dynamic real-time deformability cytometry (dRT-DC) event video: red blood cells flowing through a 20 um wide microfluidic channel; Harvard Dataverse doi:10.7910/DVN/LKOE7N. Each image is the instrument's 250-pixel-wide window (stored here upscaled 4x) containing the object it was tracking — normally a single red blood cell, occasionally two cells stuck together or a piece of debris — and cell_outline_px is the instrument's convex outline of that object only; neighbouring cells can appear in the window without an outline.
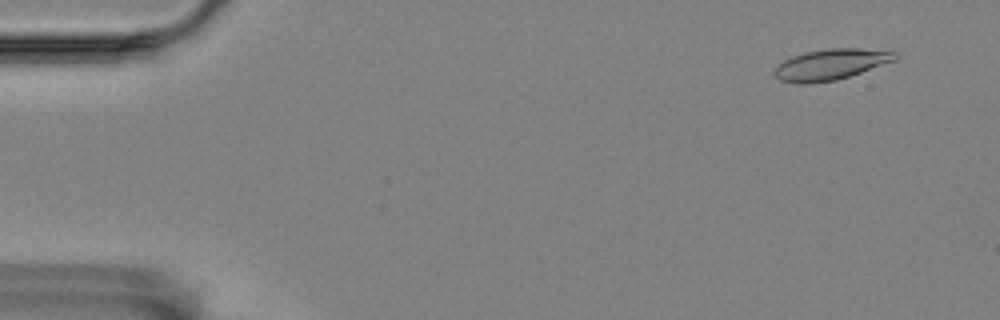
{"species": "Egyptian fruit bat (a non-hibernating species)", "species_latin": "Rousettus aegyptiacus", "temperature_condition": "room temperature", "stored_images_in_passage": 18, "camera_frame_rate_fps": 3000, "um_per_image_px": 0.085, "animal": {"sex": "female"}, "frame": {"image": 1, "passage_image": 4, "time_ms": 1.0, "image_size_px": [1000, 320], "cell_outline_px": [[896, 60], [836, 80], [812, 84], [796, 84], [780, 80], [772, 72], [776, 64], [792, 56], [804, 52], [828, 48], [860, 48], [896, 52]], "centroid_in_image_um": [70.53, 5.48], "position_along_channel_um": 14.5, "area_um2": 21.79}}
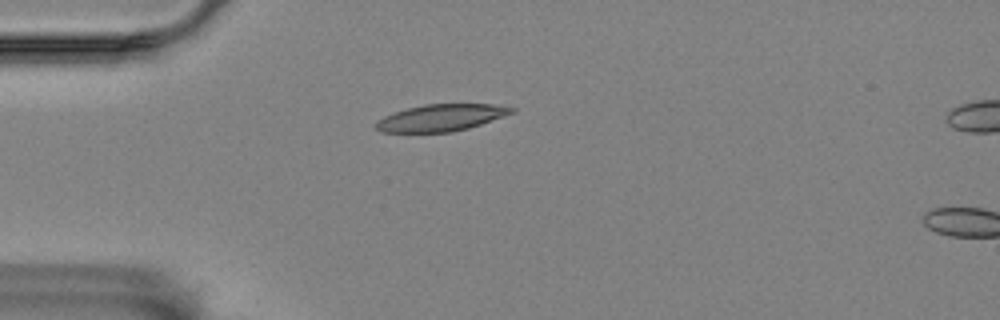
{"frame": {"image": 2, "passage_image": 15, "time_ms": 4.667, "image_size_px": [1000, 320], "cell_outline_px": [[516, 112], [468, 128], [452, 132], [380, 132], [372, 124], [376, 120], [392, 112], [424, 104], [492, 104], [516, 108]], "centroid_in_image_um": [37.45, 10.0], "position_along_channel_um": 47.6, "area_um2": 21.33}}